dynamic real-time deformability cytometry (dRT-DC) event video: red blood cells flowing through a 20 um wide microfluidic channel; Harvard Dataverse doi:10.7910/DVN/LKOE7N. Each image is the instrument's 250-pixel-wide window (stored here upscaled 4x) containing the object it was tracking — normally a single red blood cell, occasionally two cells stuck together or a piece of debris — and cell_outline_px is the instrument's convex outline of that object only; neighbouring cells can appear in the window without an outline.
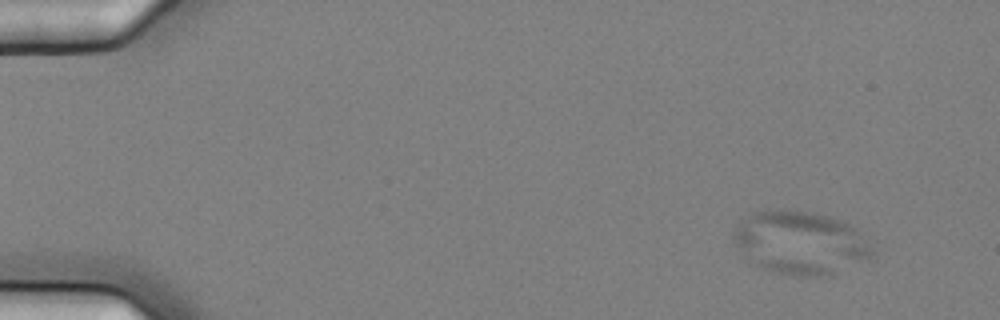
{"species": "common noctule bat (a hibernating species)", "species_latin": "Nyctalus noctula", "temperature_condition": "cold", "stored_images_in_passage": 5, "camera_frame_rate_fps": 3000, "um_per_image_px": 0.085, "animal": {"sex": "female", "body_mass_g": 25.1}, "frame": {"image": 1, "passage_image": 1, "time_ms": 0.0, "image_size_px": [1000, 320], "cell_outline_px": [[872, 260], [832, 276], [800, 276], [772, 272], [760, 268], [744, 260], [732, 240], [732, 232], [740, 220], [756, 212], [768, 208], [812, 212], [828, 216], [840, 220], [856, 228], [872, 252]], "centroid_in_image_um": [67.98, 20.66], "position_along_channel_um": 17.0, "area_um2": 52.02}}
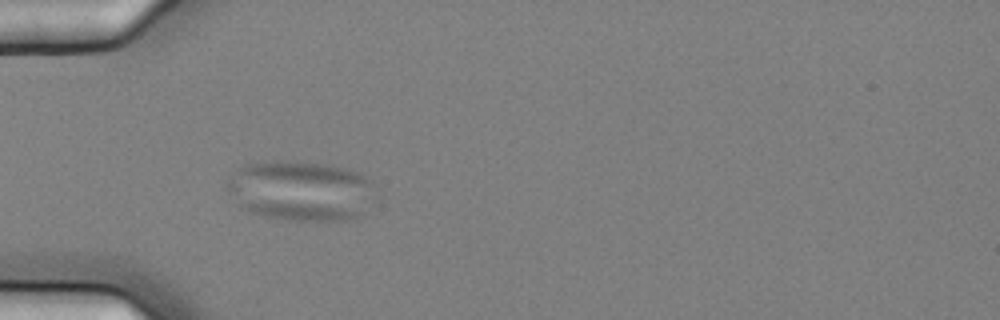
{"frame": {"image": 2, "passage_image": 5, "time_ms": 1.333, "image_size_px": [1000, 320], "cell_outline_px": [[380, 188], [376, 196], [360, 216], [356, 220], [288, 220], [264, 216], [240, 208], [228, 192], [224, 184], [236, 168], [244, 164], [276, 160], [280, 160], [328, 164], [344, 168], [356, 172], [364, 176]], "centroid_in_image_um": [25.58, 16.21], "position_along_channel_um": 59.4, "area_um2": 52.94}}